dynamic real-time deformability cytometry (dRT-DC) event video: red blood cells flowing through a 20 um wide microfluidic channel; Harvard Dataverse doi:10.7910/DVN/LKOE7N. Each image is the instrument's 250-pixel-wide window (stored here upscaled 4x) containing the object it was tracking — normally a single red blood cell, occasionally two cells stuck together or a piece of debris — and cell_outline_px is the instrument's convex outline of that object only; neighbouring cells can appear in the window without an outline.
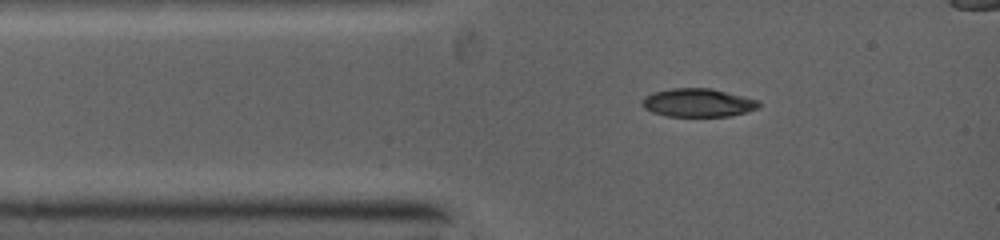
{"species": "common noctule bat (a hibernating species)", "species_latin": "Nyctalus noctula", "temperature_condition": "warm", "stored_images_in_passage": 51, "camera_frame_rate_fps": 5000, "um_per_image_px": 0.085, "animal": {"sex": "female", "body_mass_g": 19.0, "forearm_length_mm": 53.3}, "frame": {"image": 1, "passage_image": 1, "time_ms": 0.0, "image_size_px": [1000, 240], "cell_outline_px": [[760, 108], [728, 116], [668, 116], [652, 112], [644, 108], [644, 96], [652, 92], [672, 88], [712, 88], [756, 100], [760, 104]], "centroid_in_image_um": [59.31, 8.72], "position_along_channel_um": 25.7, "area_um2": 19.02}}
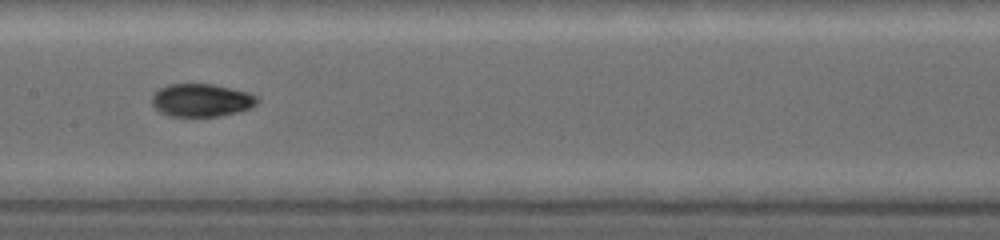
{"frame": {"image": 2, "passage_image": 21, "time_ms": 4.0, "image_size_px": [1000, 240], "cell_outline_px": [[256, 104], [248, 108], [236, 112], [216, 116], [172, 116], [156, 108], [152, 104], [152, 96], [160, 88], [172, 84], [212, 84], [248, 92], [256, 96]], "centroid_in_image_um": [17.11, 8.51], "position_along_channel_um": 190.3, "area_um2": 19.65}}
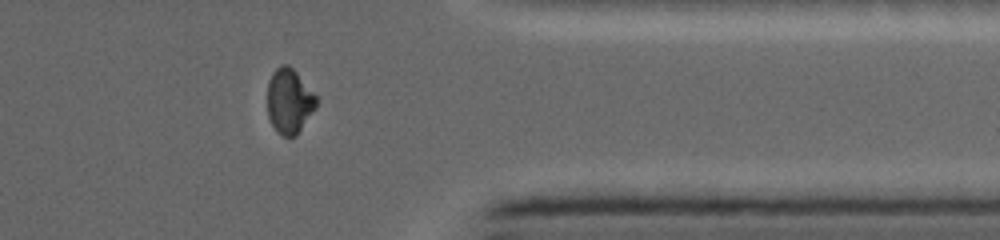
{"frame": {"image": 3, "passage_image": 43, "time_ms": 8.6, "image_size_px": [1000, 240], "cell_outline_px": [[316, 108], [296, 136], [284, 136], [272, 124], [268, 116], [268, 80], [276, 68], [280, 64], [288, 64], [296, 72], [316, 96]], "centroid_in_image_um": [24.59, 8.57], "position_along_channel_um": 386.8, "area_um2": 18.21}}